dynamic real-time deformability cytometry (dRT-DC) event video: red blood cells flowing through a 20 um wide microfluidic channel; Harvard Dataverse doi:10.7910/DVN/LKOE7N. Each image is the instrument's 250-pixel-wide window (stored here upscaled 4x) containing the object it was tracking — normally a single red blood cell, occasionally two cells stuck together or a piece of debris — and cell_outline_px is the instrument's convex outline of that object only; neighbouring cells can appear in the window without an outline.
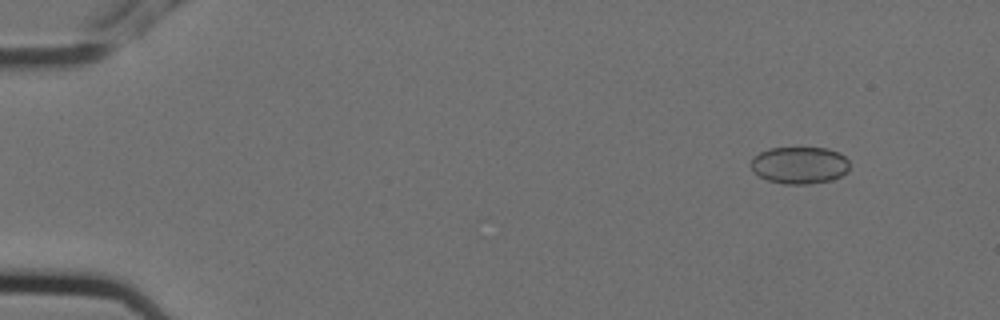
{"species": "Egyptian fruit bat (a non-hibernating species)", "species_latin": "Rousettus aegyptiacus", "temperature_condition": "cold", "stored_images_in_passage": 7, "camera_frame_rate_fps": 3000, "um_per_image_px": 0.085, "animal": {"sex": "female"}, "frame": {"image": 1, "passage_image": 1, "time_ms": 0.0, "image_size_px": [1000, 320], "cell_outline_px": [[848, 172], [832, 180], [808, 184], [784, 184], [768, 180], [752, 172], [752, 160], [760, 152], [772, 148], [828, 148], [840, 152], [848, 160]], "centroid_in_image_um": [67.99, 14.04], "position_along_channel_um": 17.0, "area_um2": 21.27}}
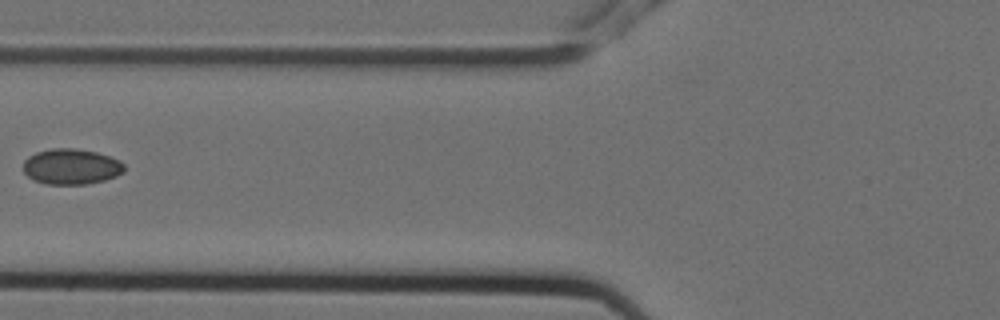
{"frame": {"image": 2, "passage_image": 6, "time_ms": 1.667, "image_size_px": [1000, 320], "cell_outline_px": [[124, 172], [116, 176], [104, 180], [88, 184], [44, 184], [32, 180], [24, 172], [24, 160], [28, 156], [36, 152], [52, 148], [76, 148], [96, 152], [120, 160], [124, 164]], "centroid_in_image_um": [6.04, 14.16], "position_along_channel_um": 119.8, "area_um2": 21.1}}
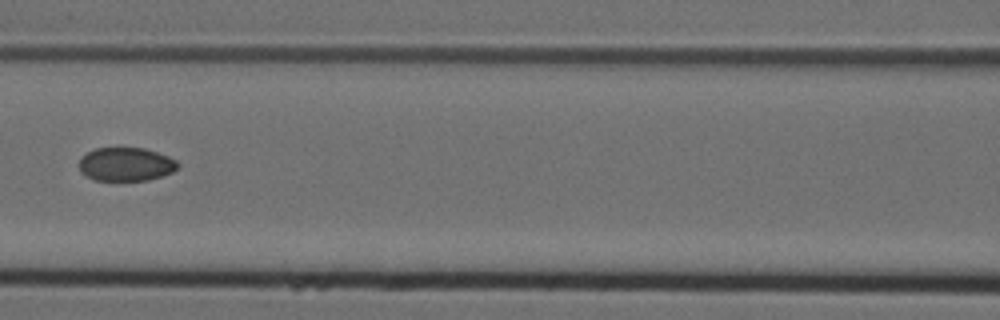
{"frame": {"image": 3, "passage_image": 7, "time_ms": 2.0, "image_size_px": [1000, 320], "cell_outline_px": [[180, 168], [172, 172], [148, 180], [96, 180], [80, 172], [80, 156], [96, 148], [144, 148], [168, 156], [176, 160], [180, 164]], "centroid_in_image_um": [10.72, 13.96], "position_along_channel_um": 155.9, "area_um2": 19.25}}